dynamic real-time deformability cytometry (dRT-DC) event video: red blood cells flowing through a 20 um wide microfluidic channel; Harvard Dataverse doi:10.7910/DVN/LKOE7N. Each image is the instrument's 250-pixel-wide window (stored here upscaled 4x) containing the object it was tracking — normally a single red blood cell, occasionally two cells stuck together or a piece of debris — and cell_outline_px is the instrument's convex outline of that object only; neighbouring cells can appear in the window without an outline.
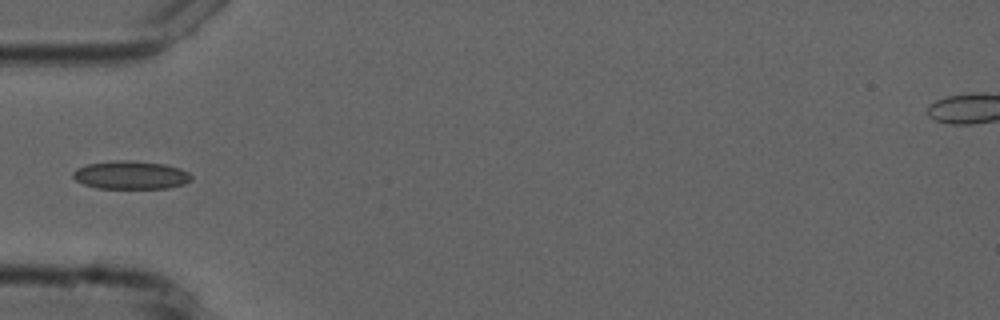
{"species": "common noctule bat (a hibernating species)", "species_latin": "Nyctalus noctula", "temperature_condition": "cold", "stored_images_in_passage": 5, "camera_frame_rate_fps": 3000, "um_per_image_px": 0.085, "animal": {"sex": "male", "forearm_length_mm": 52.5}, "frame": {"image": 1, "passage_image": 4, "time_ms": 3.333, "image_size_px": [1000, 320], "cell_outline_px": [[192, 180], [184, 184], [168, 188], [96, 188], [84, 184], [76, 180], [72, 176], [72, 172], [76, 168], [88, 164], [112, 160], [132, 160], [164, 164], [180, 168], [188, 172], [192, 176]], "centroid_in_image_um": [11.12, 14.87], "position_along_channel_um": 73.9, "area_um2": 19.59}}
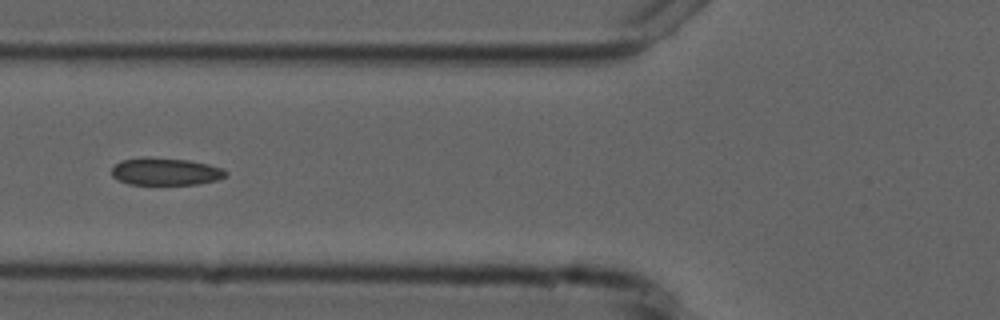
{"frame": {"image": 2, "passage_image": 5, "time_ms": 4.333, "image_size_px": [1000, 320], "cell_outline_px": [[228, 176], [216, 180], [196, 184], [128, 184], [116, 180], [112, 176], [112, 168], [120, 160], [140, 156], [148, 156], [188, 160], [208, 164], [224, 168], [228, 172]], "centroid_in_image_um": [14.05, 14.56], "position_along_channel_um": 111.7, "area_um2": 18.55}}